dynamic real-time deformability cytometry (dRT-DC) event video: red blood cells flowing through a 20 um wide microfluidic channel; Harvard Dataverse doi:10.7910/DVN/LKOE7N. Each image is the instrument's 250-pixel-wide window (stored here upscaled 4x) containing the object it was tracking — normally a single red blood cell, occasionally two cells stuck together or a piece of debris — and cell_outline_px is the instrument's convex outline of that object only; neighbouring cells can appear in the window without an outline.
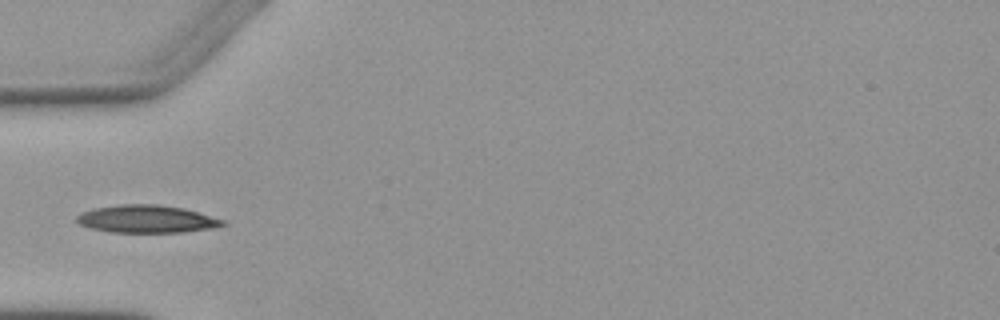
{"species": "Egyptian fruit bat (a non-hibernating species)", "species_latin": "Rousettus aegyptiacus", "temperature_condition": "warm", "stored_images_in_passage": 3, "camera_frame_rate_fps": 3000, "um_per_image_px": 0.085, "animal": {"sex": "female"}, "frame": {"image": 1, "passage_image": 3, "time_ms": 2.333, "image_size_px": [1000, 320], "cell_outline_px": [[228, 224], [212, 228], [184, 232], [108, 232], [92, 228], [80, 224], [76, 220], [76, 216], [84, 212], [96, 208], [120, 204], [160, 204], [184, 208], [224, 220]], "centroid_in_image_um": [12.49, 18.61], "position_along_channel_um": 72.5, "area_um2": 23.41}}